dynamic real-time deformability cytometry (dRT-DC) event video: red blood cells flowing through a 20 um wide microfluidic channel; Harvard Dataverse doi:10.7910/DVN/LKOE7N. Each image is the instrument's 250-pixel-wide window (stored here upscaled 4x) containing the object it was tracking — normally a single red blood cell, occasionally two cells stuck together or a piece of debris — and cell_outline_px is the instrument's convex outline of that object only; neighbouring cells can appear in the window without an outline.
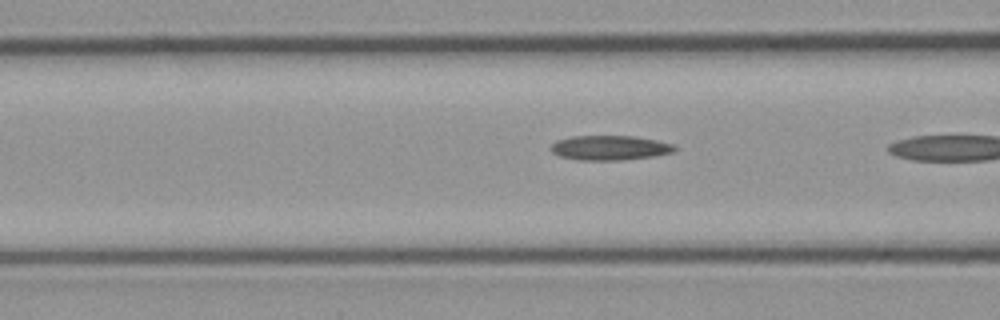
{"species": "common noctule bat (a hibernating species)", "species_latin": "Nyctalus noctula", "temperature_condition": "cold", "stored_images_in_passage": 6, "camera_frame_rate_fps": 3000, "um_per_image_px": 0.085, "animal": {"sex": "male", "body_mass_g": 23.1, "forearm_length_mm": 52.7}, "frame": {"image": 1, "passage_image": 5, "time_ms": 1.333, "image_size_px": [1000, 320], "cell_outline_px": [[676, 152], [652, 156], [624, 160], [576, 160], [560, 156], [552, 152], [548, 148], [556, 140], [572, 136], [636, 136], [656, 140], [672, 144], [676, 148]], "centroid_in_image_um": [51.81, 12.56], "position_along_channel_um": 114.8, "area_um2": 17.92}}